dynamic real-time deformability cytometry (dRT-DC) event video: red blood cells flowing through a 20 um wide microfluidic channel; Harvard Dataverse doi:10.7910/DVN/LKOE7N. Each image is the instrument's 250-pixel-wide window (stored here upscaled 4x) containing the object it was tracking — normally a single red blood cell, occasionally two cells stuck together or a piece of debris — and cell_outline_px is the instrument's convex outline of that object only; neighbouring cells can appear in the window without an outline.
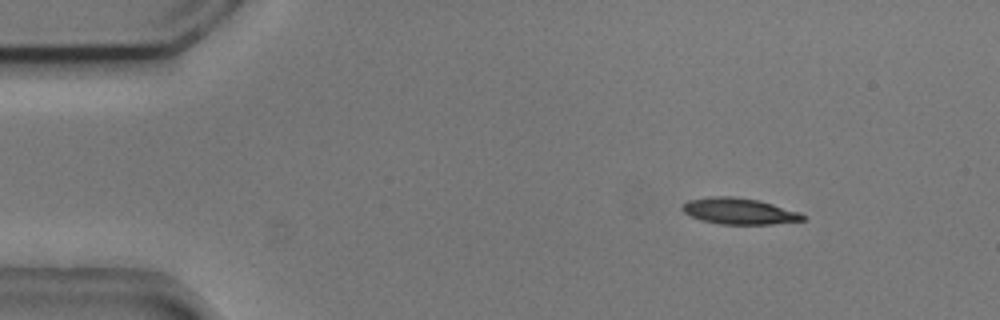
{"species": "common noctule bat (a hibernating species)", "species_latin": "Nyctalus noctula", "temperature_condition": "cold", "stored_images_in_passage": 3, "camera_frame_rate_fps": 3000, "um_per_image_px": 0.085, "animal": {"sex": "male", "body_mass_g": 20.5, "forearm_length_mm": 52.5}, "frame": {"image": 1, "passage_image": 1, "time_ms": 0.0, "image_size_px": [1000, 320], "cell_outline_px": [[804, 220], [772, 224], [720, 224], [700, 220], [684, 212], [680, 208], [688, 200], [712, 196], [732, 196], [760, 200], [800, 212], [804, 216]], "centroid_in_image_um": [62.82, 17.94], "position_along_channel_um": 22.2, "area_um2": 18.38}}